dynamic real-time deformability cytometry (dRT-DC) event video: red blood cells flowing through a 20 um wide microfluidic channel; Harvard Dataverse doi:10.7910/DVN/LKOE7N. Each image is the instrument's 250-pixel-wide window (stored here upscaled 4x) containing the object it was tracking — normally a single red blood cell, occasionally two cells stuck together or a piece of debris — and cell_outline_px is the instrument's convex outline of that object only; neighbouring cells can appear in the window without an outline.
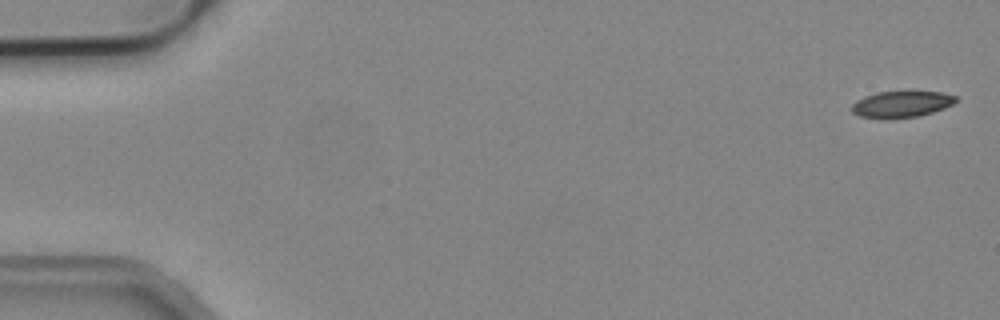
{"species": "common noctule bat (a hibernating species)", "species_latin": "Nyctalus noctula", "temperature_condition": "cold", "stored_images_in_passage": 5, "camera_frame_rate_fps": 3000, "um_per_image_px": 0.085, "animal": {"sex": "male", "body_mass_g": 19.2, "forearm_length_mm": 51.8}, "frame": {"image": 1, "passage_image": 1, "time_ms": 0.0, "image_size_px": [1000, 320], "cell_outline_px": [[960, 100], [944, 108], [920, 116], [888, 120], [880, 120], [860, 116], [852, 112], [852, 104], [856, 100], [864, 96], [876, 92], [940, 92], [956, 96]], "centroid_in_image_um": [76.6, 8.88], "position_along_channel_um": 8.4, "area_um2": 16.3}}
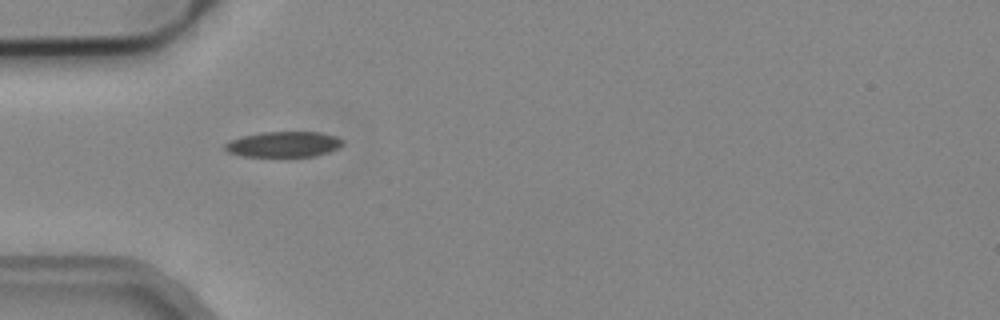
{"frame": {"image": 2, "passage_image": 5, "time_ms": 1.333, "image_size_px": [1000, 320], "cell_outline_px": [[344, 144], [328, 152], [312, 156], [284, 160], [280, 160], [240, 156], [228, 152], [224, 148], [224, 144], [228, 140], [240, 136], [260, 132], [320, 132], [336, 136], [344, 140]], "centroid_in_image_um": [24.04, 12.32], "position_along_channel_um": 61.0, "area_um2": 18.73}}